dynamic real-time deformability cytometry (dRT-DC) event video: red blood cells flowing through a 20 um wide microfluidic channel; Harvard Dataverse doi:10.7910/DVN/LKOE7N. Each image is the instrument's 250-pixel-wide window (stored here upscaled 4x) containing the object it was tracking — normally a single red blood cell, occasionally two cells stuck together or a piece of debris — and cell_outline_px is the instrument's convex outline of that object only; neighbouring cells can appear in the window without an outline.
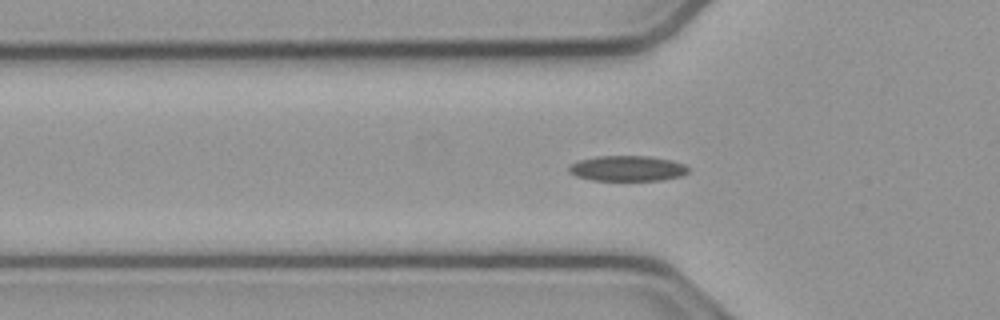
{"species": "common noctule bat (a hibernating species)", "species_latin": "Nyctalus noctula", "temperature_condition": "cold", "stored_images_in_passage": 46, "camera_frame_rate_fps": 3000, "um_per_image_px": 0.085, "animal": {"sex": "male", "body_mass_g": 23.1, "forearm_length_mm": 52.7}, "frame": {"image": 1, "passage_image": 17, "time_ms": 5.333, "image_size_px": [1000, 320], "cell_outline_px": [[688, 172], [680, 176], [664, 180], [592, 180], [576, 176], [568, 172], [568, 168], [572, 164], [580, 160], [596, 156], [648, 156], [672, 160], [684, 164], [688, 168]], "centroid_in_image_um": [53.33, 14.31], "position_along_channel_um": 72.5, "area_um2": 17.63}}
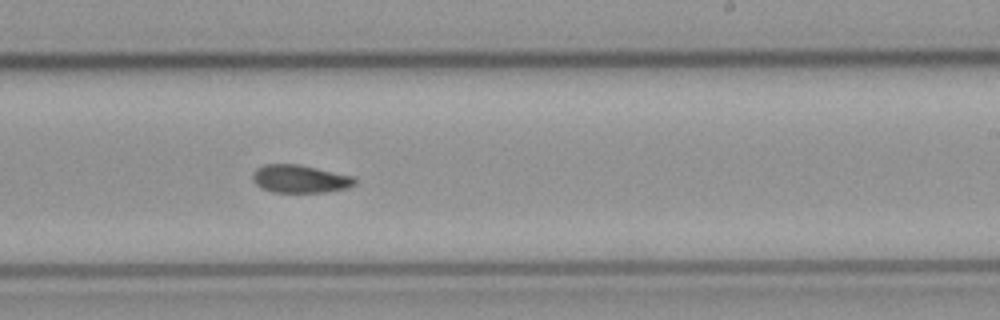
{"frame": {"image": 2, "passage_image": 32, "time_ms": 10.333, "image_size_px": [1000, 320], "cell_outline_px": [[356, 184], [344, 188], [324, 192], [272, 192], [260, 188], [252, 180], [252, 176], [256, 168], [264, 164], [300, 164], [352, 176], [356, 180]], "centroid_in_image_um": [25.45, 15.2], "position_along_channel_um": 263.6, "area_um2": 16.59}}
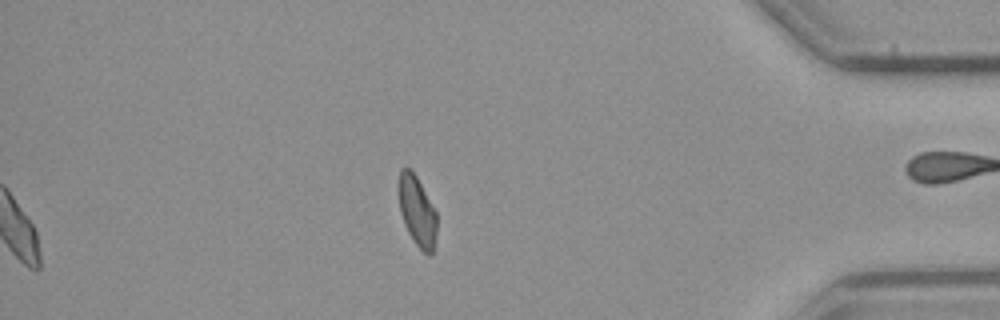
{"frame": {"image": 3, "passage_image": 46, "time_ms": 15.0, "image_size_px": [1000, 320], "cell_outline_px": [[436, 232], [432, 252], [428, 256], [412, 240], [404, 224], [400, 212], [400, 168], [408, 168], [416, 176], [436, 212]], "centroid_in_image_um": [35.46, 17.99], "position_along_channel_um": 399.7, "area_um2": 15.03}, "authors_computed_cell_mechanics": {"area_um2": 16.8776, "velocity_mm_per_s": 3.7992, "shape_relaxation_time_tau1_ms": 10.2196, "shape_relaxation_time_tau2_ms": 7.8239, "deformation_change_tau1": 0.1742, "deformation_change_tau2": 0.1102}}